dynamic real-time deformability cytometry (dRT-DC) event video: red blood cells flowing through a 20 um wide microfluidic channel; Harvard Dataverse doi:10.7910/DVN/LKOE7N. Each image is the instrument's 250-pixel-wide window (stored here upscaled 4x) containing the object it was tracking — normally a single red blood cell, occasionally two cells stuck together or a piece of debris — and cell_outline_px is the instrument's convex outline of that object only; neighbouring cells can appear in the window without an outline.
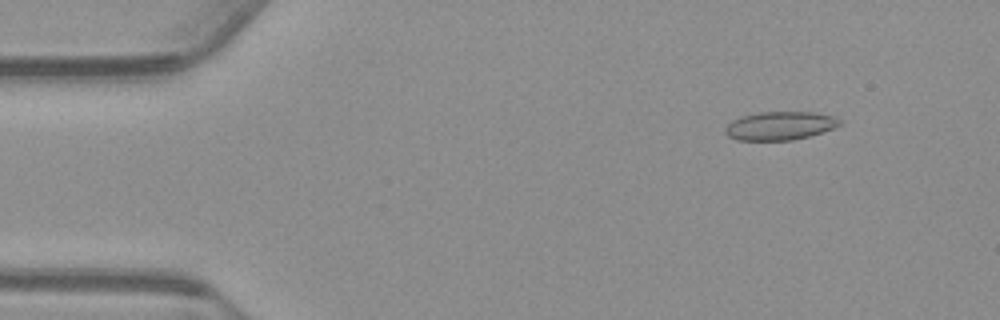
{"species": "common noctule bat (a hibernating species)", "species_latin": "Nyctalus noctula", "temperature_condition": "warm", "stored_images_in_passage": 50, "camera_frame_rate_fps": 3000, "um_per_image_px": 0.085, "animal": {"sex": "male", "body_mass_g": 23.1, "forearm_length_mm": 52.7}, "frame": {"image": 1, "passage_image": 1, "time_ms": 0.0, "image_size_px": [1000, 320], "cell_outline_px": [[844, 124], [808, 136], [792, 140], [736, 140], [728, 136], [724, 132], [724, 128], [732, 120], [744, 116], [760, 112], [812, 112], [832, 116], [840, 120]], "centroid_in_image_um": [66.27, 10.69], "position_along_channel_um": 18.7, "area_um2": 18.79}}
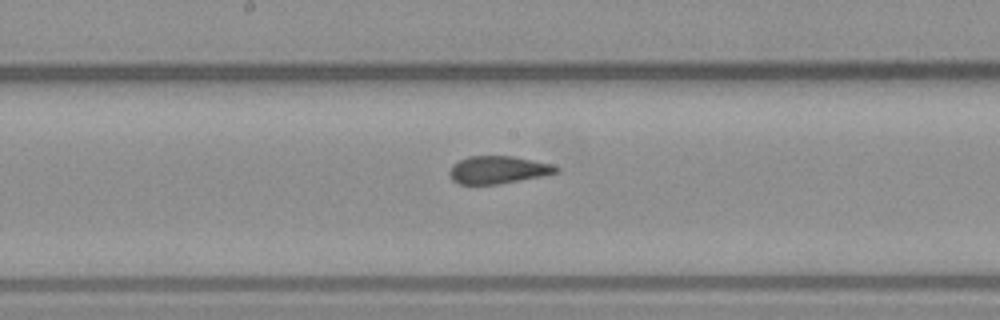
{"frame": {"image": 2, "passage_image": 23, "time_ms": 7.333, "image_size_px": [1000, 320], "cell_outline_px": [[560, 172], [544, 176], [496, 184], [460, 184], [452, 180], [448, 172], [452, 164], [468, 156], [512, 156], [532, 160], [548, 164], [560, 168]], "centroid_in_image_um": [42.31, 14.44], "position_along_channel_um": 205.9, "area_um2": 17.11}}
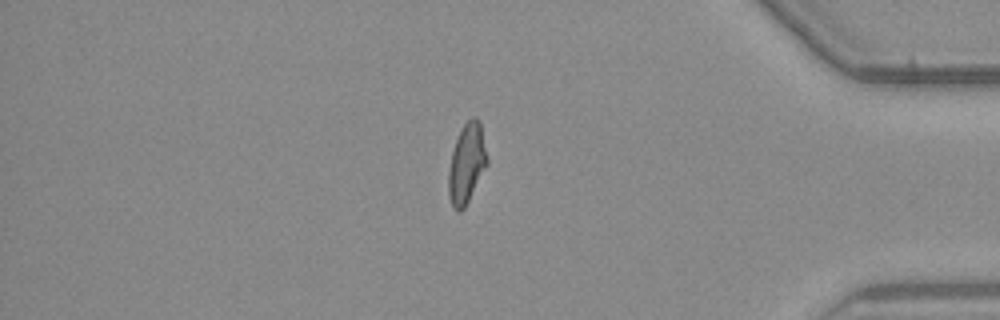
{"frame": {"image": 3, "passage_image": 41, "time_ms": 13.333, "image_size_px": [1000, 320], "cell_outline_px": [[488, 164], [464, 208], [460, 212], [456, 212], [452, 208], [448, 192], [448, 172], [452, 152], [456, 140], [464, 124], [472, 116], [476, 116], [480, 120], [488, 160]], "centroid_in_image_um": [39.67, 13.91], "position_along_channel_um": 395.5, "area_um2": 17.98}, "authors_computed_cell_mechanics": {"area_um2": 17.9758, "velocity_mm_per_s": 3.7517, "shape_relaxation_time_tau1_ms": null, "shape_relaxation_time_tau2_ms": 1.3913, "deformation_change_tau1": null, "deformation_change_tau2": 0.0683}}